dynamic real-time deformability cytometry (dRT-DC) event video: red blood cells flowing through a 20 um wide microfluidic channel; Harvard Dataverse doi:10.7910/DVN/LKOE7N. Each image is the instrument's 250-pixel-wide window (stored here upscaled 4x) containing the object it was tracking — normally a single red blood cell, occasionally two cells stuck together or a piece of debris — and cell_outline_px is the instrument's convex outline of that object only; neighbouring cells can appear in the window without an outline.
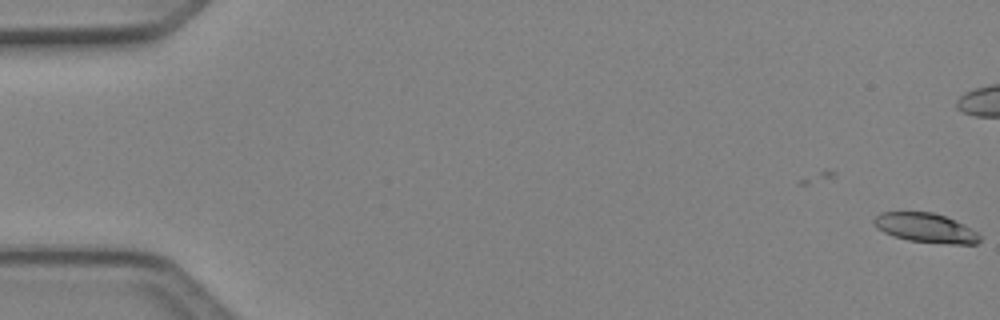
{"species": "Egyptian fruit bat (a non-hibernating species)", "species_latin": "Rousettus aegyptiacus", "temperature_condition": "cold", "stored_images_in_passage": 8, "camera_frame_rate_fps": 3000, "um_per_image_px": 0.085, "animal": {"sex": "female"}, "frame": {"image": 1, "passage_image": 1, "time_ms": 0.0, "image_size_px": [1000, 320], "cell_outline_px": [[980, 240], [976, 244], [948, 244], [908, 240], [892, 236], [876, 228], [872, 220], [880, 212], [932, 212], [944, 216], [964, 224], [976, 232], [980, 236]], "centroid_in_image_um": [78.65, 19.37], "position_along_channel_um": 6.3, "area_um2": 18.09}}
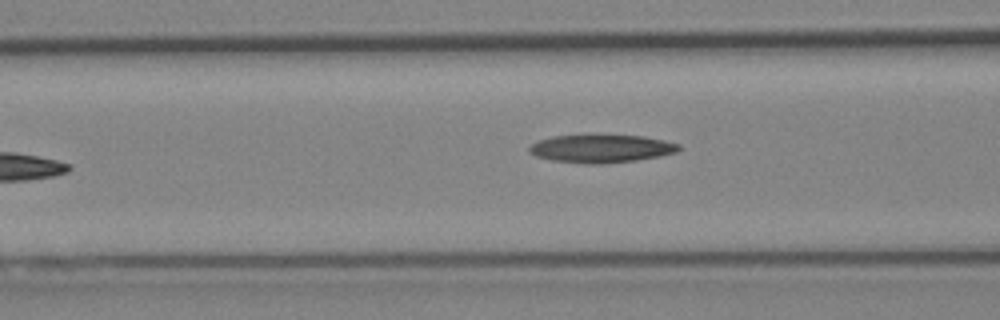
{"frame": {"image": 2, "passage_image": 7, "time_ms": 2.0, "image_size_px": [1000, 320], "cell_outline_px": [[680, 148], [676, 152], [660, 156], [636, 160], [604, 164], [588, 164], [552, 160], [536, 156], [528, 152], [528, 148], [532, 144], [540, 140], [552, 136], [644, 136], [664, 140], [680, 144]], "centroid_in_image_um": [51.11, 12.64], "position_along_channel_um": 115.5, "area_um2": 24.1}}
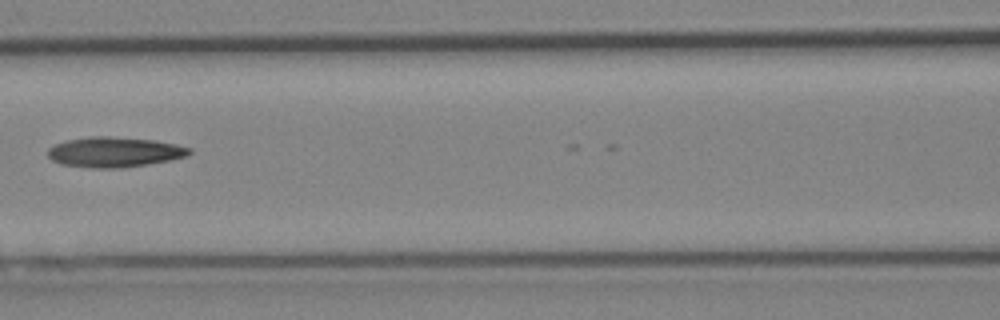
{"frame": {"image": 3, "passage_image": 8, "time_ms": 2.333, "image_size_px": [1000, 320], "cell_outline_px": [[192, 152], [188, 156], [148, 164], [120, 168], [88, 168], [60, 164], [52, 160], [48, 156], [48, 148], [64, 140], [92, 136], [108, 136], [156, 140], [176, 144], [192, 148]], "centroid_in_image_um": [9.72, 12.92], "position_along_channel_um": 156.9, "area_um2": 25.09}}